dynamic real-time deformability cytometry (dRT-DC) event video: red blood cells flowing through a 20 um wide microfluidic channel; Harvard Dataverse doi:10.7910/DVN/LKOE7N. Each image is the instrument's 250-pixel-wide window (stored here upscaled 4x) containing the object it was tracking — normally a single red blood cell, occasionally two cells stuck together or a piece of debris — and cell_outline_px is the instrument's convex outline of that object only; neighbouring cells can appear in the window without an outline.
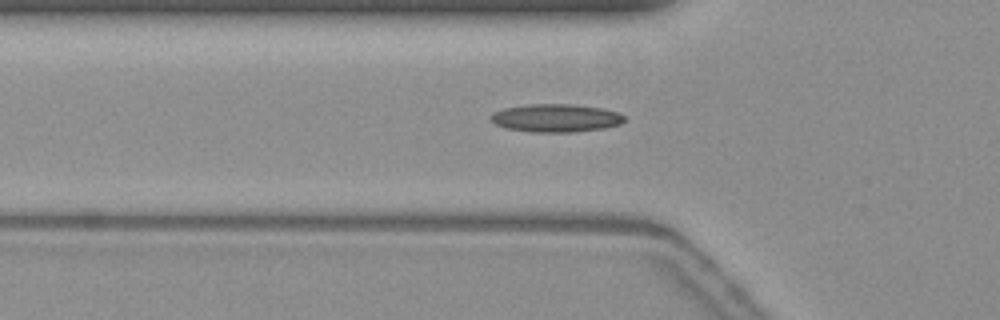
{"species": "common noctule bat (a hibernating species)", "species_latin": "Nyctalus noctula", "temperature_condition": "warm", "stored_images_in_passage": 31, "camera_frame_rate_fps": 3000, "um_per_image_px": 0.085, "animal": {"sex": "female", "body_mass_g": 19.3, "forearm_length_mm": 54.1}, "frame": {"image": 1, "passage_image": 3, "time_ms": 0.667, "image_size_px": [1000, 320], "cell_outline_px": [[624, 120], [620, 124], [604, 128], [572, 132], [532, 132], [508, 128], [496, 124], [488, 116], [492, 112], [504, 108], [528, 104], [572, 104], [604, 108], [620, 112], [624, 116]], "centroid_in_image_um": [47.26, 10.02], "position_along_channel_um": 78.5, "area_um2": 21.91}}
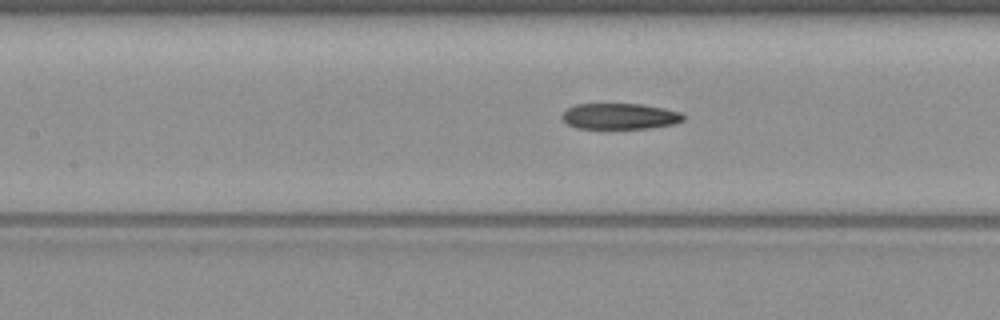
{"frame": {"image": 2, "passage_image": 9, "time_ms": 2.667, "image_size_px": [1000, 320], "cell_outline_px": [[684, 120], [676, 124], [648, 128], [576, 128], [568, 124], [560, 116], [568, 108], [576, 104], [644, 104], [664, 108], [680, 112], [684, 116]], "centroid_in_image_um": [52.71, 9.88], "position_along_channel_um": 154.7, "area_um2": 18.32}}
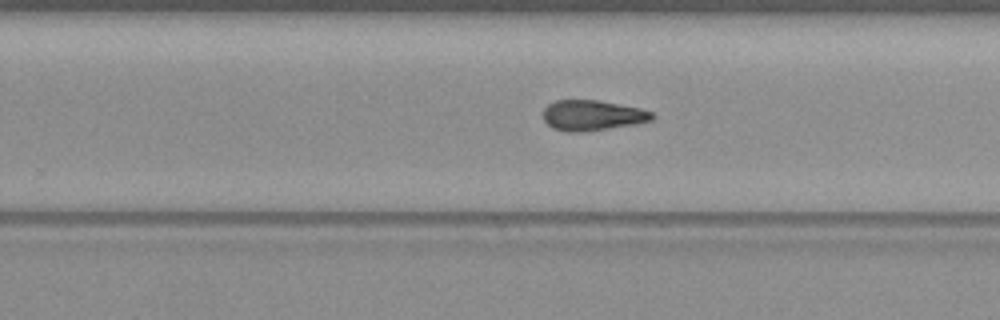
{"frame": {"image": 3, "passage_image": 19, "time_ms": 6.0, "image_size_px": [1000, 320], "cell_outline_px": [[656, 116], [652, 120], [636, 124], [580, 132], [564, 132], [552, 128], [544, 120], [544, 108], [548, 104], [556, 100], [596, 100], [640, 108], [652, 112]], "centroid_in_image_um": [50.34, 9.81], "position_along_channel_um": 279.5, "area_um2": 19.25}, "authors_computed_cell_mechanics": {"area_um2": 19.7098, "velocity_mm_per_s": 3.7545, "shape_relaxation_time_tau1_ms": null, "shape_relaxation_time_tau2_ms": 9.2765, "deformation_change_tau1": null, "deformation_change_tau2": 0.2156}}